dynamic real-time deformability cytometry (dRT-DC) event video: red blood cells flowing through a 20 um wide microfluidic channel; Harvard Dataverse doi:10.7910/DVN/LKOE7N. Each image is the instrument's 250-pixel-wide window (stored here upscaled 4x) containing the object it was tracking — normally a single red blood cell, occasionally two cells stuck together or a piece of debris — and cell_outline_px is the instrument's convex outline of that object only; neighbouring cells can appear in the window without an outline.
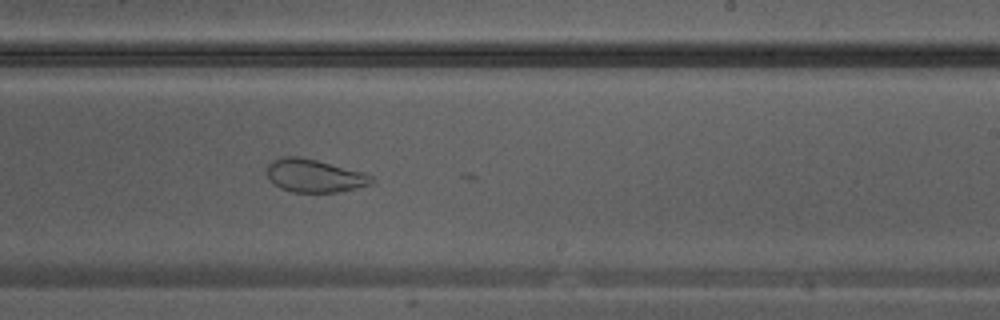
{"species": "Egyptian fruit bat (a non-hibernating species)", "species_latin": "Rousettus aegyptiacus", "temperature_condition": "warm", "stored_images_in_passage": 18, "camera_frame_rate_fps": 3000, "um_per_image_px": 0.085, "animal": {"sex": "male"}, "frame": {"image": 1, "passage_image": 18, "time_ms": 5.667, "image_size_px": [1000, 320], "cell_outline_px": [[372, 184], [356, 188], [336, 192], [292, 192], [280, 188], [272, 184], [268, 176], [268, 164], [272, 160], [284, 156], [300, 156], [364, 172], [372, 176]], "centroid_in_image_um": [26.7, 14.94], "position_along_channel_um": 262.3, "area_um2": 20.11}}